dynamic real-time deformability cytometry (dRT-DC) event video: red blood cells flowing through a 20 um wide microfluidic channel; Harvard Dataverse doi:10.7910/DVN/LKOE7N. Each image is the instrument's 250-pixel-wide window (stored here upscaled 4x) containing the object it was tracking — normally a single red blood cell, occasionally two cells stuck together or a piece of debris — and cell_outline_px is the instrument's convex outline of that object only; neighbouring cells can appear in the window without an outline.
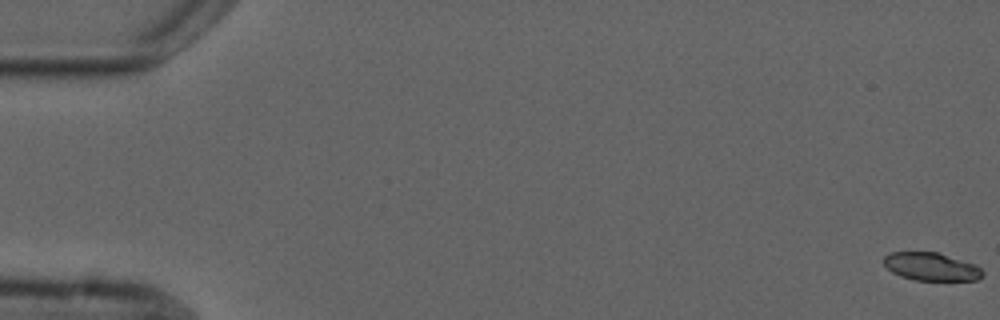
{"species": "common noctule bat (a hibernating species)", "species_latin": "Nyctalus noctula", "temperature_condition": "cold", "stored_images_in_passage": 5, "segment_of_instrument_passage": [2, 2], "camera_frame_rate_fps": 3000, "um_per_image_px": 0.085, "animal": {"sex": "male", "forearm_length_mm": 52.5}, "frame": {"image": 1, "passage_image": 5, "time_ms": 6.0, "image_size_px": [1000, 320], "cell_outline_px": [[984, 276], [976, 280], [916, 280], [900, 276], [892, 272], [884, 264], [884, 256], [892, 252], [940, 252], [976, 264], [984, 272]], "centroid_in_image_um": [79.19, 22.66], "position_along_channel_um": 5.8, "area_um2": 16.24}}